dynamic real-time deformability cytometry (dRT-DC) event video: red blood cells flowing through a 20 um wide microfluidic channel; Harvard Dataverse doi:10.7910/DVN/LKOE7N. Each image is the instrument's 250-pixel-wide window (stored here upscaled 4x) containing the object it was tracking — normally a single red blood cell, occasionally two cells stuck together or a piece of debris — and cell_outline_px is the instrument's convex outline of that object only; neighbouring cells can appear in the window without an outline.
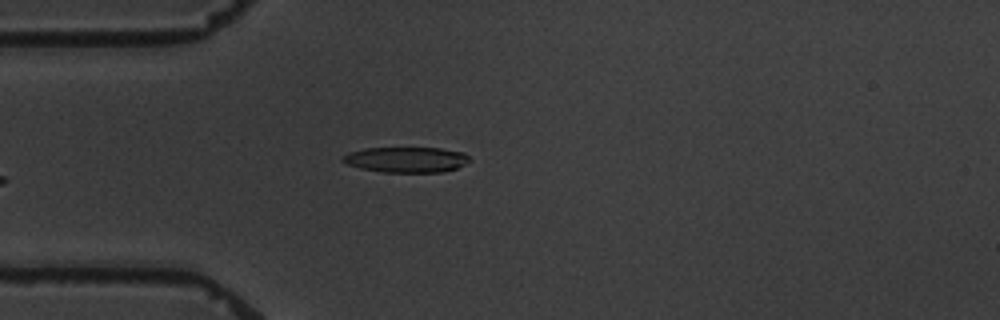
{"species": "common noctule bat (a hibernating species)", "species_latin": "Nyctalus noctula", "temperature_condition": "warm", "stored_images_in_passage": 5, "camera_frame_rate_fps": 3000, "um_per_image_px": 0.085, "animal": {"sex": "male", "body_mass_g": 19.5, "forearm_length_mm": 54.6}, "frame": {"image": 1, "passage_image": 5, "time_ms": 5.333, "image_size_px": [1000, 320], "cell_outline_px": [[472, 160], [456, 168], [444, 172], [384, 172], [360, 168], [348, 164], [340, 160], [340, 156], [348, 152], [364, 148], [440, 148], [464, 152]], "centroid_in_image_um": [34.52, 13.56], "position_along_channel_um": 50.5, "area_um2": 18.96}}